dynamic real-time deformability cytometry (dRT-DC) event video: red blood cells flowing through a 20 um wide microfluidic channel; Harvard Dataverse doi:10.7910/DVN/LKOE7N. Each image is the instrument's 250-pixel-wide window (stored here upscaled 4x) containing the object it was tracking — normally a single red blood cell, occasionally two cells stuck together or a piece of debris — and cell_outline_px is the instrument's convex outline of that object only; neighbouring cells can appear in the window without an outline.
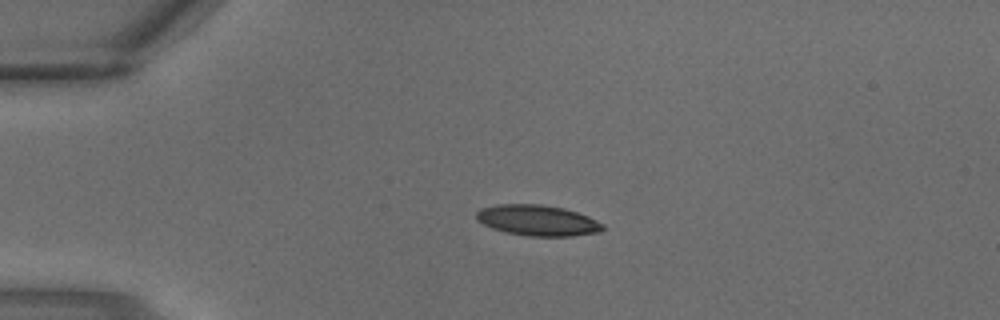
{"species": "common noctule bat (a hibernating species)", "species_latin": "Nyctalus noctula", "temperature_condition": "warm", "stored_images_in_passage": 2, "camera_frame_rate_fps": 3000, "um_per_image_px": 0.085, "animal": {"sex": "male", "body_mass_g": 18.8}, "frame": {"image": 1, "passage_image": 2, "time_ms": 0.333, "image_size_px": [1000, 320], "cell_outline_px": [[604, 228], [600, 232], [572, 236], [528, 236], [504, 232], [492, 228], [476, 220], [476, 212], [480, 208], [496, 204], [540, 204], [564, 208], [588, 216], [604, 224]], "centroid_in_image_um": [45.68, 18.73], "position_along_channel_um": 39.3, "area_um2": 22.77}}